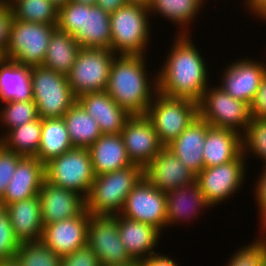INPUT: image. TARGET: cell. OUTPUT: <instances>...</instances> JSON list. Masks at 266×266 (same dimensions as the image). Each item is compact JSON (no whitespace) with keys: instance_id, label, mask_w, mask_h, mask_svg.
Returning a JSON list of instances; mask_svg holds the SVG:
<instances>
[{"instance_id":"obj_1","label":"cell","mask_w":266,"mask_h":266,"mask_svg":"<svg viewBox=\"0 0 266 266\" xmlns=\"http://www.w3.org/2000/svg\"><path fill=\"white\" fill-rule=\"evenodd\" d=\"M177 35V36H176ZM171 49L157 73L158 92L199 103L210 85L208 66L190 34H175ZM192 39V40H191Z\"/></svg>"},{"instance_id":"obj_2","label":"cell","mask_w":266,"mask_h":266,"mask_svg":"<svg viewBox=\"0 0 266 266\" xmlns=\"http://www.w3.org/2000/svg\"><path fill=\"white\" fill-rule=\"evenodd\" d=\"M146 59L145 55H116L113 59L106 92L130 115H146L158 92L157 73L149 76Z\"/></svg>"},{"instance_id":"obj_3","label":"cell","mask_w":266,"mask_h":266,"mask_svg":"<svg viewBox=\"0 0 266 266\" xmlns=\"http://www.w3.org/2000/svg\"><path fill=\"white\" fill-rule=\"evenodd\" d=\"M57 29L71 34L81 48L111 49L110 13L97 5L69 0L58 9Z\"/></svg>"},{"instance_id":"obj_4","label":"cell","mask_w":266,"mask_h":266,"mask_svg":"<svg viewBox=\"0 0 266 266\" xmlns=\"http://www.w3.org/2000/svg\"><path fill=\"white\" fill-rule=\"evenodd\" d=\"M144 177V169L131 166L95 176L85 198V208L91 215H118L123 210L127 195Z\"/></svg>"},{"instance_id":"obj_5","label":"cell","mask_w":266,"mask_h":266,"mask_svg":"<svg viewBox=\"0 0 266 266\" xmlns=\"http://www.w3.org/2000/svg\"><path fill=\"white\" fill-rule=\"evenodd\" d=\"M149 17L148 7L139 4L111 12V50L116 55H146L152 35Z\"/></svg>"},{"instance_id":"obj_6","label":"cell","mask_w":266,"mask_h":266,"mask_svg":"<svg viewBox=\"0 0 266 266\" xmlns=\"http://www.w3.org/2000/svg\"><path fill=\"white\" fill-rule=\"evenodd\" d=\"M31 87L41 119L62 118L77 101L68 77L43 65L31 67Z\"/></svg>"},{"instance_id":"obj_7","label":"cell","mask_w":266,"mask_h":266,"mask_svg":"<svg viewBox=\"0 0 266 266\" xmlns=\"http://www.w3.org/2000/svg\"><path fill=\"white\" fill-rule=\"evenodd\" d=\"M146 116L166 147L199 116V105L189 99L168 97L157 92Z\"/></svg>"},{"instance_id":"obj_8","label":"cell","mask_w":266,"mask_h":266,"mask_svg":"<svg viewBox=\"0 0 266 266\" xmlns=\"http://www.w3.org/2000/svg\"><path fill=\"white\" fill-rule=\"evenodd\" d=\"M57 25L14 19L4 58L34 67L44 63L49 41Z\"/></svg>"},{"instance_id":"obj_9","label":"cell","mask_w":266,"mask_h":266,"mask_svg":"<svg viewBox=\"0 0 266 266\" xmlns=\"http://www.w3.org/2000/svg\"><path fill=\"white\" fill-rule=\"evenodd\" d=\"M199 105V116L209 125L231 129L243 135L252 118L251 106L234 99L221 87L208 86Z\"/></svg>"},{"instance_id":"obj_10","label":"cell","mask_w":266,"mask_h":266,"mask_svg":"<svg viewBox=\"0 0 266 266\" xmlns=\"http://www.w3.org/2000/svg\"><path fill=\"white\" fill-rule=\"evenodd\" d=\"M116 54L108 48H81L68 77L76 98L90 92L105 91Z\"/></svg>"},{"instance_id":"obj_11","label":"cell","mask_w":266,"mask_h":266,"mask_svg":"<svg viewBox=\"0 0 266 266\" xmlns=\"http://www.w3.org/2000/svg\"><path fill=\"white\" fill-rule=\"evenodd\" d=\"M95 179L88 148H73L45 164V180L87 197Z\"/></svg>"},{"instance_id":"obj_12","label":"cell","mask_w":266,"mask_h":266,"mask_svg":"<svg viewBox=\"0 0 266 266\" xmlns=\"http://www.w3.org/2000/svg\"><path fill=\"white\" fill-rule=\"evenodd\" d=\"M246 157L241 153L235 160L203 168L196 176L206 201L213 207L228 200L245 184L248 171Z\"/></svg>"},{"instance_id":"obj_13","label":"cell","mask_w":266,"mask_h":266,"mask_svg":"<svg viewBox=\"0 0 266 266\" xmlns=\"http://www.w3.org/2000/svg\"><path fill=\"white\" fill-rule=\"evenodd\" d=\"M87 245L99 257L102 266H118L130 262L118 229V215H90Z\"/></svg>"},{"instance_id":"obj_14","label":"cell","mask_w":266,"mask_h":266,"mask_svg":"<svg viewBox=\"0 0 266 266\" xmlns=\"http://www.w3.org/2000/svg\"><path fill=\"white\" fill-rule=\"evenodd\" d=\"M120 215L152 225L163 233L167 229L166 193L143 177L127 195Z\"/></svg>"},{"instance_id":"obj_15","label":"cell","mask_w":266,"mask_h":266,"mask_svg":"<svg viewBox=\"0 0 266 266\" xmlns=\"http://www.w3.org/2000/svg\"><path fill=\"white\" fill-rule=\"evenodd\" d=\"M233 61L222 70L217 85L234 99L251 106L266 72V62L247 57Z\"/></svg>"},{"instance_id":"obj_16","label":"cell","mask_w":266,"mask_h":266,"mask_svg":"<svg viewBox=\"0 0 266 266\" xmlns=\"http://www.w3.org/2000/svg\"><path fill=\"white\" fill-rule=\"evenodd\" d=\"M120 134L130 161L143 169L164 148L146 115H131Z\"/></svg>"},{"instance_id":"obj_17","label":"cell","mask_w":266,"mask_h":266,"mask_svg":"<svg viewBox=\"0 0 266 266\" xmlns=\"http://www.w3.org/2000/svg\"><path fill=\"white\" fill-rule=\"evenodd\" d=\"M90 213L85 209L80 215L43 227L41 240L61 258L87 244Z\"/></svg>"},{"instance_id":"obj_18","label":"cell","mask_w":266,"mask_h":266,"mask_svg":"<svg viewBox=\"0 0 266 266\" xmlns=\"http://www.w3.org/2000/svg\"><path fill=\"white\" fill-rule=\"evenodd\" d=\"M43 227L80 215L85 208V198L75 191L44 180L39 191Z\"/></svg>"},{"instance_id":"obj_19","label":"cell","mask_w":266,"mask_h":266,"mask_svg":"<svg viewBox=\"0 0 266 266\" xmlns=\"http://www.w3.org/2000/svg\"><path fill=\"white\" fill-rule=\"evenodd\" d=\"M196 176L167 147L144 168V178L165 193L194 182Z\"/></svg>"},{"instance_id":"obj_20","label":"cell","mask_w":266,"mask_h":266,"mask_svg":"<svg viewBox=\"0 0 266 266\" xmlns=\"http://www.w3.org/2000/svg\"><path fill=\"white\" fill-rule=\"evenodd\" d=\"M44 180L45 165L35 156L22 157L8 183L0 206L5 207L38 195Z\"/></svg>"},{"instance_id":"obj_21","label":"cell","mask_w":266,"mask_h":266,"mask_svg":"<svg viewBox=\"0 0 266 266\" xmlns=\"http://www.w3.org/2000/svg\"><path fill=\"white\" fill-rule=\"evenodd\" d=\"M212 206L206 201L197 180L166 192L167 227L199 218L201 212ZM198 215V216H197ZM192 218V219H191ZM189 220V221H187Z\"/></svg>"},{"instance_id":"obj_22","label":"cell","mask_w":266,"mask_h":266,"mask_svg":"<svg viewBox=\"0 0 266 266\" xmlns=\"http://www.w3.org/2000/svg\"><path fill=\"white\" fill-rule=\"evenodd\" d=\"M77 101L97 122L102 134H120L126 120L131 116L106 90L82 94Z\"/></svg>"},{"instance_id":"obj_23","label":"cell","mask_w":266,"mask_h":266,"mask_svg":"<svg viewBox=\"0 0 266 266\" xmlns=\"http://www.w3.org/2000/svg\"><path fill=\"white\" fill-rule=\"evenodd\" d=\"M120 239L133 260H145L156 253V246L163 234L149 224L132 220L118 214ZM156 249V250H155Z\"/></svg>"},{"instance_id":"obj_24","label":"cell","mask_w":266,"mask_h":266,"mask_svg":"<svg viewBox=\"0 0 266 266\" xmlns=\"http://www.w3.org/2000/svg\"><path fill=\"white\" fill-rule=\"evenodd\" d=\"M207 122L198 116L174 141L166 147L183 165L196 175L204 168L203 146Z\"/></svg>"},{"instance_id":"obj_25","label":"cell","mask_w":266,"mask_h":266,"mask_svg":"<svg viewBox=\"0 0 266 266\" xmlns=\"http://www.w3.org/2000/svg\"><path fill=\"white\" fill-rule=\"evenodd\" d=\"M15 237L21 242L41 240L43 224L39 196L21 200L4 207Z\"/></svg>"},{"instance_id":"obj_26","label":"cell","mask_w":266,"mask_h":266,"mask_svg":"<svg viewBox=\"0 0 266 266\" xmlns=\"http://www.w3.org/2000/svg\"><path fill=\"white\" fill-rule=\"evenodd\" d=\"M242 153V135L231 129L211 126L203 146L204 168L235 160Z\"/></svg>"},{"instance_id":"obj_27","label":"cell","mask_w":266,"mask_h":266,"mask_svg":"<svg viewBox=\"0 0 266 266\" xmlns=\"http://www.w3.org/2000/svg\"><path fill=\"white\" fill-rule=\"evenodd\" d=\"M88 150L95 176L133 165L121 134H102Z\"/></svg>"},{"instance_id":"obj_28","label":"cell","mask_w":266,"mask_h":266,"mask_svg":"<svg viewBox=\"0 0 266 266\" xmlns=\"http://www.w3.org/2000/svg\"><path fill=\"white\" fill-rule=\"evenodd\" d=\"M31 99V67L3 58L0 61V102Z\"/></svg>"},{"instance_id":"obj_29","label":"cell","mask_w":266,"mask_h":266,"mask_svg":"<svg viewBox=\"0 0 266 266\" xmlns=\"http://www.w3.org/2000/svg\"><path fill=\"white\" fill-rule=\"evenodd\" d=\"M205 6L202 0H151L148 7L151 17L161 16L170 23L177 25L178 34H190L191 24ZM154 13V14H153ZM153 14V15H152Z\"/></svg>"},{"instance_id":"obj_30","label":"cell","mask_w":266,"mask_h":266,"mask_svg":"<svg viewBox=\"0 0 266 266\" xmlns=\"http://www.w3.org/2000/svg\"><path fill=\"white\" fill-rule=\"evenodd\" d=\"M71 149L73 146L63 117L42 119L41 142L35 157L45 165Z\"/></svg>"},{"instance_id":"obj_31","label":"cell","mask_w":266,"mask_h":266,"mask_svg":"<svg viewBox=\"0 0 266 266\" xmlns=\"http://www.w3.org/2000/svg\"><path fill=\"white\" fill-rule=\"evenodd\" d=\"M80 49V45L71 34L56 29L49 41L42 65L67 76Z\"/></svg>"},{"instance_id":"obj_32","label":"cell","mask_w":266,"mask_h":266,"mask_svg":"<svg viewBox=\"0 0 266 266\" xmlns=\"http://www.w3.org/2000/svg\"><path fill=\"white\" fill-rule=\"evenodd\" d=\"M63 119L73 148H89L102 135L97 122L78 101L64 114Z\"/></svg>"},{"instance_id":"obj_33","label":"cell","mask_w":266,"mask_h":266,"mask_svg":"<svg viewBox=\"0 0 266 266\" xmlns=\"http://www.w3.org/2000/svg\"><path fill=\"white\" fill-rule=\"evenodd\" d=\"M42 119L11 129L0 137V143L23 157L36 156L41 142Z\"/></svg>"},{"instance_id":"obj_34","label":"cell","mask_w":266,"mask_h":266,"mask_svg":"<svg viewBox=\"0 0 266 266\" xmlns=\"http://www.w3.org/2000/svg\"><path fill=\"white\" fill-rule=\"evenodd\" d=\"M14 19L26 22L57 25L58 8L49 0H11Z\"/></svg>"},{"instance_id":"obj_35","label":"cell","mask_w":266,"mask_h":266,"mask_svg":"<svg viewBox=\"0 0 266 266\" xmlns=\"http://www.w3.org/2000/svg\"><path fill=\"white\" fill-rule=\"evenodd\" d=\"M3 104V105H2ZM0 109V126L6 127V131L19 127L39 118L38 109L33 99L28 101H6L1 103ZM2 124V125H1Z\"/></svg>"},{"instance_id":"obj_36","label":"cell","mask_w":266,"mask_h":266,"mask_svg":"<svg viewBox=\"0 0 266 266\" xmlns=\"http://www.w3.org/2000/svg\"><path fill=\"white\" fill-rule=\"evenodd\" d=\"M15 258L21 266H60L62 259L42 240L21 242Z\"/></svg>"},{"instance_id":"obj_37","label":"cell","mask_w":266,"mask_h":266,"mask_svg":"<svg viewBox=\"0 0 266 266\" xmlns=\"http://www.w3.org/2000/svg\"><path fill=\"white\" fill-rule=\"evenodd\" d=\"M242 153L246 158L250 154L258 157L266 165V119L251 120L242 135Z\"/></svg>"},{"instance_id":"obj_38","label":"cell","mask_w":266,"mask_h":266,"mask_svg":"<svg viewBox=\"0 0 266 266\" xmlns=\"http://www.w3.org/2000/svg\"><path fill=\"white\" fill-rule=\"evenodd\" d=\"M255 240V241H254ZM237 249L226 266H266V247L258 239Z\"/></svg>"},{"instance_id":"obj_39","label":"cell","mask_w":266,"mask_h":266,"mask_svg":"<svg viewBox=\"0 0 266 266\" xmlns=\"http://www.w3.org/2000/svg\"><path fill=\"white\" fill-rule=\"evenodd\" d=\"M20 241L15 237L7 210L0 206V260L15 257Z\"/></svg>"},{"instance_id":"obj_40","label":"cell","mask_w":266,"mask_h":266,"mask_svg":"<svg viewBox=\"0 0 266 266\" xmlns=\"http://www.w3.org/2000/svg\"><path fill=\"white\" fill-rule=\"evenodd\" d=\"M22 157L0 143V201L3 199L8 183Z\"/></svg>"},{"instance_id":"obj_41","label":"cell","mask_w":266,"mask_h":266,"mask_svg":"<svg viewBox=\"0 0 266 266\" xmlns=\"http://www.w3.org/2000/svg\"><path fill=\"white\" fill-rule=\"evenodd\" d=\"M60 266H102L99 257L86 244L62 257Z\"/></svg>"},{"instance_id":"obj_42","label":"cell","mask_w":266,"mask_h":266,"mask_svg":"<svg viewBox=\"0 0 266 266\" xmlns=\"http://www.w3.org/2000/svg\"><path fill=\"white\" fill-rule=\"evenodd\" d=\"M13 20V11L9 3L0 2V50L3 53H5L9 43Z\"/></svg>"},{"instance_id":"obj_43","label":"cell","mask_w":266,"mask_h":266,"mask_svg":"<svg viewBox=\"0 0 266 266\" xmlns=\"http://www.w3.org/2000/svg\"><path fill=\"white\" fill-rule=\"evenodd\" d=\"M261 174L257 177L258 179L254 184V198L256 205L259 210V218L262 219L266 215V165L262 166Z\"/></svg>"},{"instance_id":"obj_44","label":"cell","mask_w":266,"mask_h":266,"mask_svg":"<svg viewBox=\"0 0 266 266\" xmlns=\"http://www.w3.org/2000/svg\"><path fill=\"white\" fill-rule=\"evenodd\" d=\"M251 115L252 118L266 119V72L251 104Z\"/></svg>"},{"instance_id":"obj_45","label":"cell","mask_w":266,"mask_h":266,"mask_svg":"<svg viewBox=\"0 0 266 266\" xmlns=\"http://www.w3.org/2000/svg\"><path fill=\"white\" fill-rule=\"evenodd\" d=\"M166 254L156 253L145 260H142L143 266H179L178 262L174 261Z\"/></svg>"},{"instance_id":"obj_46","label":"cell","mask_w":266,"mask_h":266,"mask_svg":"<svg viewBox=\"0 0 266 266\" xmlns=\"http://www.w3.org/2000/svg\"><path fill=\"white\" fill-rule=\"evenodd\" d=\"M126 4V0H97L96 2L98 7L109 13L116 11Z\"/></svg>"},{"instance_id":"obj_47","label":"cell","mask_w":266,"mask_h":266,"mask_svg":"<svg viewBox=\"0 0 266 266\" xmlns=\"http://www.w3.org/2000/svg\"><path fill=\"white\" fill-rule=\"evenodd\" d=\"M245 7L250 15L258 17L266 9V0H246Z\"/></svg>"},{"instance_id":"obj_48","label":"cell","mask_w":266,"mask_h":266,"mask_svg":"<svg viewBox=\"0 0 266 266\" xmlns=\"http://www.w3.org/2000/svg\"><path fill=\"white\" fill-rule=\"evenodd\" d=\"M259 221H261V222H259V223H261V224H259L261 227L259 230V233H261V234L259 235L258 238L263 243V245L266 247V215Z\"/></svg>"},{"instance_id":"obj_49","label":"cell","mask_w":266,"mask_h":266,"mask_svg":"<svg viewBox=\"0 0 266 266\" xmlns=\"http://www.w3.org/2000/svg\"><path fill=\"white\" fill-rule=\"evenodd\" d=\"M0 266H21V265L19 264L17 259L14 257L11 259L0 260Z\"/></svg>"},{"instance_id":"obj_50","label":"cell","mask_w":266,"mask_h":266,"mask_svg":"<svg viewBox=\"0 0 266 266\" xmlns=\"http://www.w3.org/2000/svg\"><path fill=\"white\" fill-rule=\"evenodd\" d=\"M127 4H139L146 7L150 6L151 0H126Z\"/></svg>"},{"instance_id":"obj_51","label":"cell","mask_w":266,"mask_h":266,"mask_svg":"<svg viewBox=\"0 0 266 266\" xmlns=\"http://www.w3.org/2000/svg\"><path fill=\"white\" fill-rule=\"evenodd\" d=\"M56 8H61L64 6L69 0H49Z\"/></svg>"},{"instance_id":"obj_52","label":"cell","mask_w":266,"mask_h":266,"mask_svg":"<svg viewBox=\"0 0 266 266\" xmlns=\"http://www.w3.org/2000/svg\"><path fill=\"white\" fill-rule=\"evenodd\" d=\"M118 266H143L142 260H131L130 262Z\"/></svg>"},{"instance_id":"obj_53","label":"cell","mask_w":266,"mask_h":266,"mask_svg":"<svg viewBox=\"0 0 266 266\" xmlns=\"http://www.w3.org/2000/svg\"><path fill=\"white\" fill-rule=\"evenodd\" d=\"M72 1L90 6L96 5L97 2V0H72Z\"/></svg>"},{"instance_id":"obj_54","label":"cell","mask_w":266,"mask_h":266,"mask_svg":"<svg viewBox=\"0 0 266 266\" xmlns=\"http://www.w3.org/2000/svg\"><path fill=\"white\" fill-rule=\"evenodd\" d=\"M257 18H260V20H263L266 23V9Z\"/></svg>"},{"instance_id":"obj_55","label":"cell","mask_w":266,"mask_h":266,"mask_svg":"<svg viewBox=\"0 0 266 266\" xmlns=\"http://www.w3.org/2000/svg\"><path fill=\"white\" fill-rule=\"evenodd\" d=\"M4 58V53L0 50V61Z\"/></svg>"},{"instance_id":"obj_56","label":"cell","mask_w":266,"mask_h":266,"mask_svg":"<svg viewBox=\"0 0 266 266\" xmlns=\"http://www.w3.org/2000/svg\"><path fill=\"white\" fill-rule=\"evenodd\" d=\"M11 0H0V2H6L9 3Z\"/></svg>"}]
</instances>
